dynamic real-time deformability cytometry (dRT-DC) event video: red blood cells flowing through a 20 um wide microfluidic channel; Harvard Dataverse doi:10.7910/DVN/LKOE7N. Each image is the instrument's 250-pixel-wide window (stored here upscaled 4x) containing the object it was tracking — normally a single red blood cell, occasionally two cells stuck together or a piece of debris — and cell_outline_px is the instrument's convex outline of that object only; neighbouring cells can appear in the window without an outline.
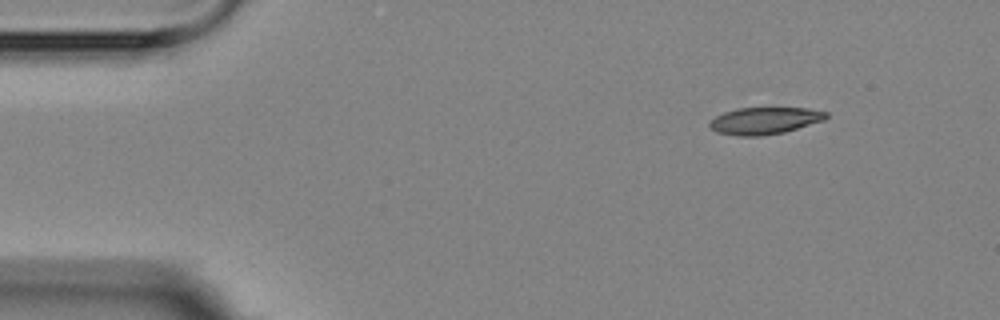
{"species": "Egyptian fruit bat (a non-hibernating species)", "species_latin": "Rousettus aegyptiacus", "temperature_condition": "room temperature", "stored_images_in_passage": 4, "segment_of_instrument_passage": [2, 2], "camera_frame_rate_fps": 3000, "um_per_image_px": 0.085, "animal": {"sex": "female"}, "frame": {"image": 1, "passage_image": 4, "time_ms": 3.333, "image_size_px": [1000, 320], "cell_outline_px": [[828, 116], [824, 120], [784, 132], [760, 136], [736, 136], [716, 132], [708, 124], [716, 116], [724, 112], [740, 108], [808, 108], [828, 112]], "centroid_in_image_um": [65.0, 10.26], "position_along_channel_um": 20.0, "area_um2": 18.21}}